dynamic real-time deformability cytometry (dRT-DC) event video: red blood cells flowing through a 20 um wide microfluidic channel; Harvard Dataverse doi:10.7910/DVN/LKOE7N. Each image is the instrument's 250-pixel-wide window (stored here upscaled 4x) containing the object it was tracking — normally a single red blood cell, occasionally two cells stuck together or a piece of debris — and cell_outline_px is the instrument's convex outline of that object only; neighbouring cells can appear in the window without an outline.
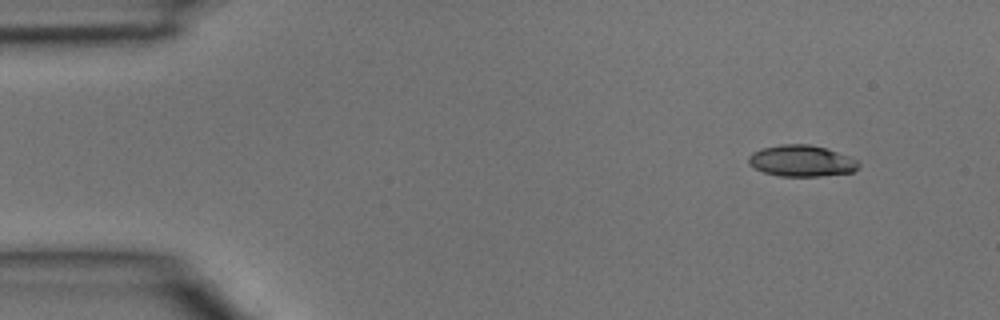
{"species": "common noctule bat (a hibernating species)", "species_latin": "Nyctalus noctula", "temperature_condition": "room temperature", "stored_images_in_passage": 3, "camera_frame_rate_fps": 3000, "um_per_image_px": 0.085, "animal": {"sex": "male", "body_mass_g": 15.6}, "frame": {"image": 1, "passage_image": 1, "time_ms": 0.0, "image_size_px": [1000, 320], "cell_outline_px": [[860, 164], [852, 172], [816, 176], [780, 176], [764, 172], [748, 164], [748, 156], [752, 152], [760, 148], [780, 144], [808, 144], [824, 148], [848, 156], [856, 160]], "centroid_in_image_um": [68.07, 13.66], "position_along_channel_um": 16.9, "area_um2": 19.88}}
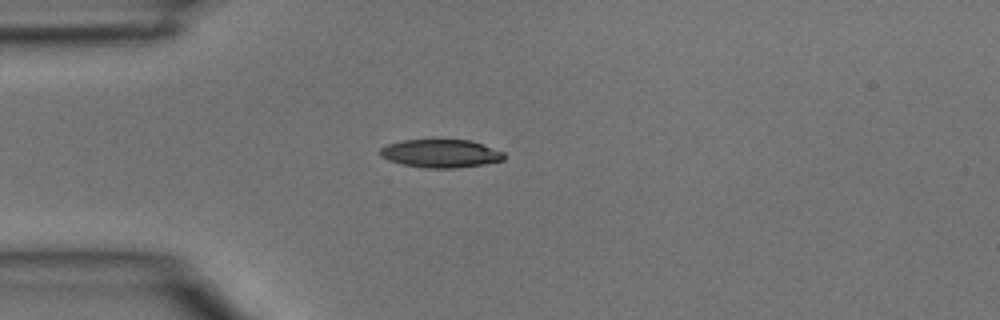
{"frame": {"image": 2, "passage_image": 3, "time_ms": 0.667, "image_size_px": [1000, 320], "cell_outline_px": [[504, 160], [456, 168], [428, 168], [404, 164], [388, 160], [380, 156], [380, 148], [388, 144], [404, 140], [472, 140], [504, 152]], "centroid_in_image_um": [37.46, 13.04], "position_along_channel_um": 47.5, "area_um2": 20.11}}